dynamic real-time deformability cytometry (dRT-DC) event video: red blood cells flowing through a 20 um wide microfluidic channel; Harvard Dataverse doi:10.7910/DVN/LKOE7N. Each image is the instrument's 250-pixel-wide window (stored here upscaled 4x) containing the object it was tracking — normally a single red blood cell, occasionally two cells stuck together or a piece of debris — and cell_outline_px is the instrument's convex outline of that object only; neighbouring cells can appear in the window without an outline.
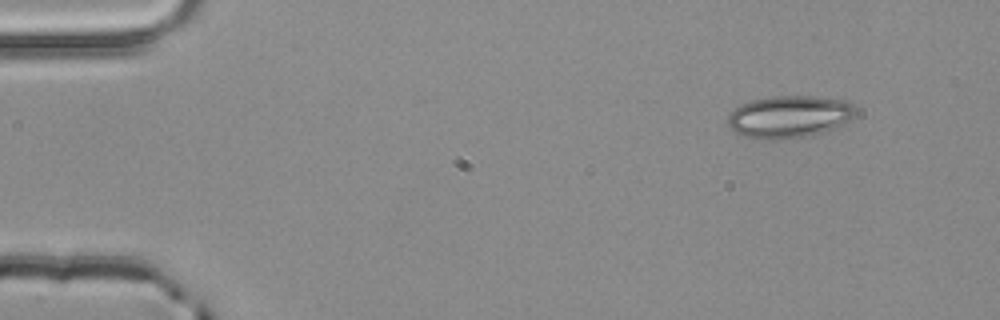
{"species": "common noctule bat (a hibernating species)", "species_latin": "Nyctalus noctula", "temperature_condition": "room temperature", "stored_images_in_passage": 3, "camera_frame_rate_fps": 3000, "um_per_image_px": 0.085, "animal": {"sex": "male", "body_mass_g": 20.4}, "frame": {"image": 1, "passage_image": 1, "time_ms": 0.0, "image_size_px": [1000, 320], "cell_outline_px": [[860, 112], [848, 120], [832, 128], [820, 132], [804, 136], [776, 140], [760, 140], [744, 136], [732, 132], [728, 124], [728, 112], [740, 104], [752, 100], [772, 96], [816, 96], [844, 100], [856, 104]], "centroid_in_image_um": [67.06, 9.91], "position_along_channel_um": 17.9, "area_um2": 31.85}}